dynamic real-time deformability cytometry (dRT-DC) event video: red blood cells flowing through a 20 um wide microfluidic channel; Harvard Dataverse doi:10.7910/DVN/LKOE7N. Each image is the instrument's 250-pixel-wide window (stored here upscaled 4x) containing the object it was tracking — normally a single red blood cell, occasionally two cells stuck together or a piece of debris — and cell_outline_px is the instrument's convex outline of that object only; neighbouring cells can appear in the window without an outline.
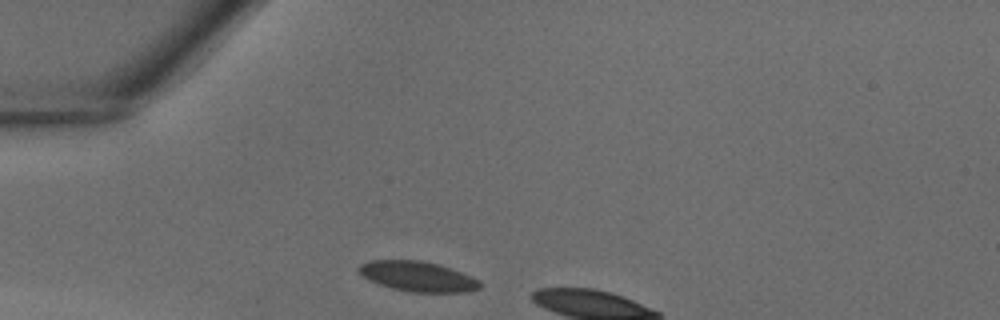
{"species": "common noctule bat (a hibernating species)", "species_latin": "Nyctalus noctula", "temperature_condition": "warm", "stored_images_in_passage": 3, "camera_frame_rate_fps": 3000, "um_per_image_px": 0.085, "animal": {"sex": "male", "body_mass_g": 18.8}, "frame": {"image": 1, "passage_image": 1, "time_ms": 0.0, "image_size_px": [1000, 320], "cell_outline_px": [[484, 284], [480, 288], [468, 292], [412, 292], [392, 288], [368, 280], [356, 268], [360, 264], [368, 260], [420, 260], [452, 268], [472, 276], [480, 280]], "centroid_in_image_um": [35.54, 23.49], "position_along_channel_um": 49.5, "area_um2": 21.39}}